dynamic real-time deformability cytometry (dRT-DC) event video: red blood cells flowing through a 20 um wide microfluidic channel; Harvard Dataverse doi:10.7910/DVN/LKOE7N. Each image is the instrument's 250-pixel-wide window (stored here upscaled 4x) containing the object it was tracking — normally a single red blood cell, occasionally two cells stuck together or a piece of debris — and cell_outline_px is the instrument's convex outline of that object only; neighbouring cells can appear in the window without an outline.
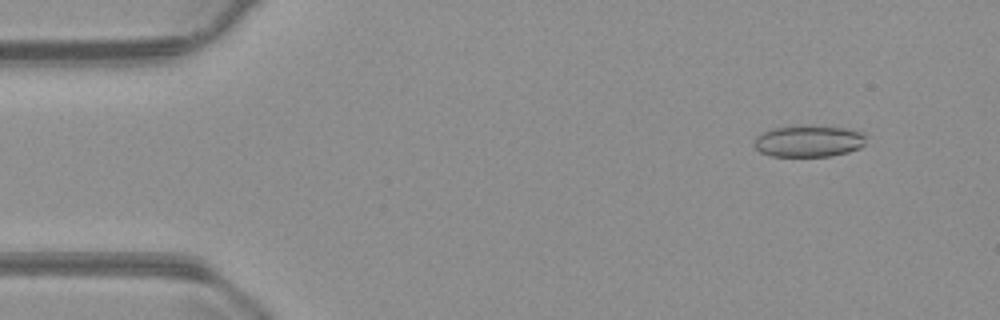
{"species": "common noctule bat (a hibernating species)", "species_latin": "Nyctalus noctula", "temperature_condition": "warm", "stored_images_in_passage": 55, "camera_frame_rate_fps": 3000, "um_per_image_px": 0.085, "animal": {"sex": "male", "body_mass_g": 23.1, "forearm_length_mm": 52.7}, "frame": {"image": 1, "passage_image": 5, "time_ms": 1.333, "image_size_px": [1000, 320], "cell_outline_px": [[864, 144], [860, 148], [848, 152], [832, 156], [772, 156], [760, 152], [752, 144], [756, 136], [772, 128], [808, 124], [848, 128], [864, 132]], "centroid_in_image_um": [68.74, 11.97], "position_along_channel_um": 16.3, "area_um2": 21.04}}
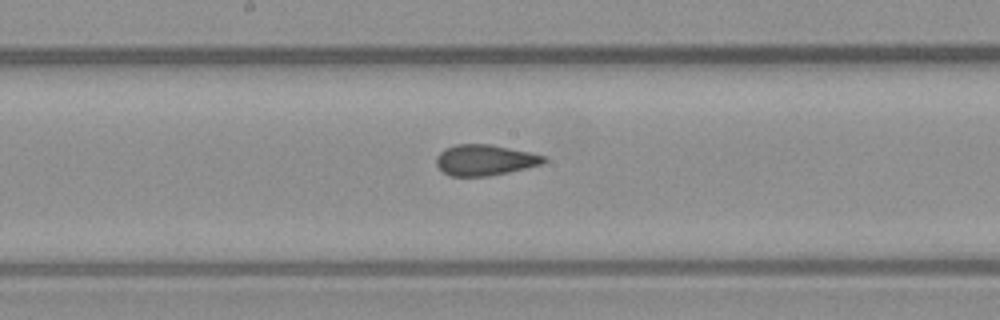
{"frame": {"image": 2, "passage_image": 28, "time_ms": 9.0, "image_size_px": [1000, 320], "cell_outline_px": [[548, 160], [540, 164], [508, 172], [488, 176], [452, 176], [444, 172], [436, 164], [436, 156], [444, 148], [456, 144], [492, 144], [548, 156]], "centroid_in_image_um": [41.21, 13.59], "position_along_channel_um": 207.0, "area_um2": 19.31}}
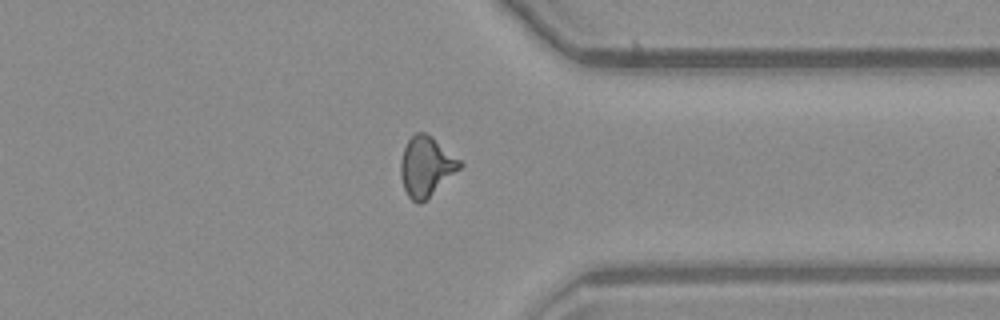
{"frame": {"image": 3, "passage_image": 42, "time_ms": 13.667, "image_size_px": [1000, 320], "cell_outline_px": [[464, 164], [460, 168], [420, 204], [416, 204], [408, 196], [404, 188], [400, 176], [400, 160], [404, 148], [408, 140], [416, 132], [424, 132], [432, 136], [460, 160]], "centroid_in_image_um": [36.2, 14.13], "position_along_channel_um": 375.2, "area_um2": 20.35}, "authors_computed_cell_mechanics": {"area_um2": 19.7676, "velocity_mm_per_s": 3.73, "shape_relaxation_time_tau1_ms": null, "shape_relaxation_time_tau2_ms": 1.5577, "deformation_change_tau1": null, "deformation_change_tau2": 0.0724}}